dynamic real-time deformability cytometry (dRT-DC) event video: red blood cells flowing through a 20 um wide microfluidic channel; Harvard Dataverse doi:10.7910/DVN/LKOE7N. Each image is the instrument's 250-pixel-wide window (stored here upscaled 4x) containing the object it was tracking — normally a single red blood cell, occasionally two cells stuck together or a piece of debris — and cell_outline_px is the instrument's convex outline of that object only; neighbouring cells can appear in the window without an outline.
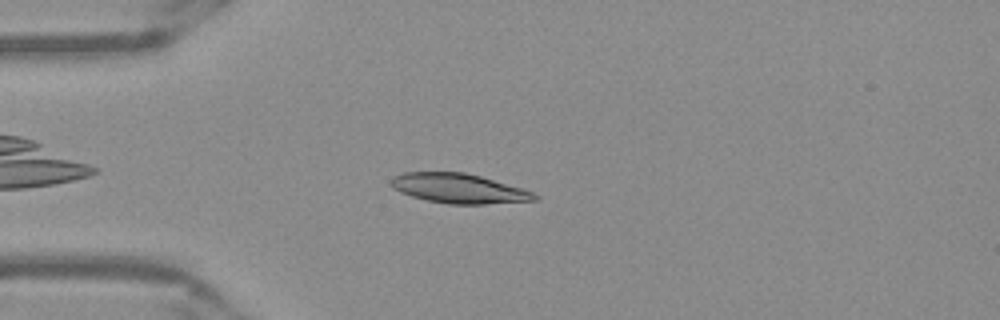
{"species": "Egyptian fruit bat (a non-hibernating species)", "species_latin": "Rousettus aegyptiacus", "temperature_condition": "warm", "stored_images_in_passage": 44, "camera_frame_rate_fps": 3000, "um_per_image_px": 0.085, "frame": {"image": 1, "passage_image": 6, "time_ms": 1.667, "image_size_px": [1000, 320], "cell_outline_px": [[540, 196], [536, 200], [484, 204], [448, 204], [428, 200], [412, 196], [400, 192], [392, 188], [392, 176], [404, 172], [464, 172], [480, 176], [520, 188], [532, 192]], "centroid_in_image_um": [38.97, 16.01], "position_along_channel_um": 46.0, "area_um2": 24.51}}
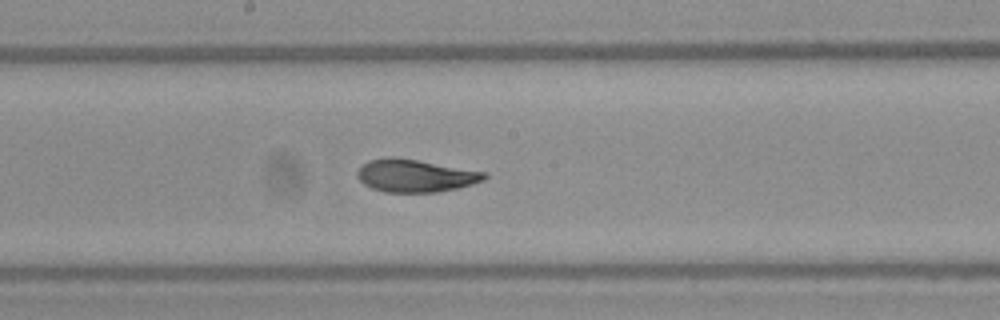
{"frame": {"image": 2, "passage_image": 20, "time_ms": 6.333, "image_size_px": [1000, 320], "cell_outline_px": [[488, 176], [484, 180], [472, 184], [456, 188], [436, 192], [384, 192], [372, 188], [364, 184], [356, 176], [356, 172], [368, 160], [416, 160], [488, 172]], "centroid_in_image_um": [35.36, 14.97], "position_along_channel_um": 212.8, "area_um2": 23.41}}
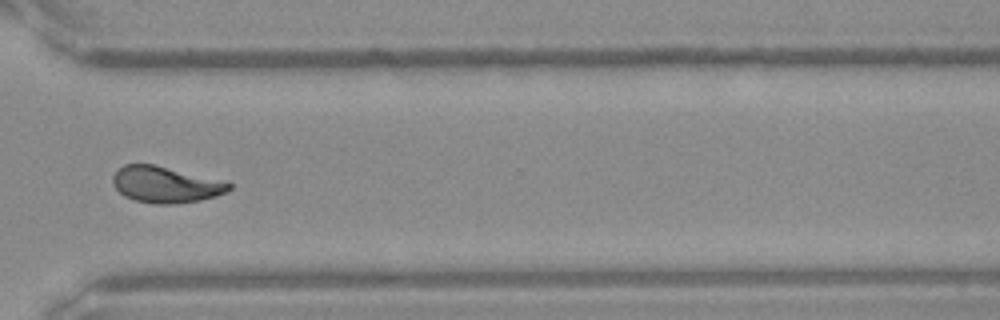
{"frame": {"image": 3, "passage_image": 31, "time_ms": 10.0, "image_size_px": [1000, 320], "cell_outline_px": [[232, 188], [228, 192], [216, 196], [200, 200], [176, 204], [156, 204], [136, 200], [124, 196], [112, 184], [112, 176], [124, 164], [152, 164], [232, 184]], "centroid_in_image_um": [14.03, 15.71], "position_along_channel_um": 356.6, "area_um2": 24.04}, "authors_computed_cell_mechanics": {"area_um2": 24.5072, "velocity_mm_per_s": 3.9178, "shape_relaxation_time_tau1_ms": 4.8242, "shape_relaxation_time_tau2_ms": 1.0638, "deformation_change_tau1": 0.1684, "deformation_change_tau2": 0.0622}}